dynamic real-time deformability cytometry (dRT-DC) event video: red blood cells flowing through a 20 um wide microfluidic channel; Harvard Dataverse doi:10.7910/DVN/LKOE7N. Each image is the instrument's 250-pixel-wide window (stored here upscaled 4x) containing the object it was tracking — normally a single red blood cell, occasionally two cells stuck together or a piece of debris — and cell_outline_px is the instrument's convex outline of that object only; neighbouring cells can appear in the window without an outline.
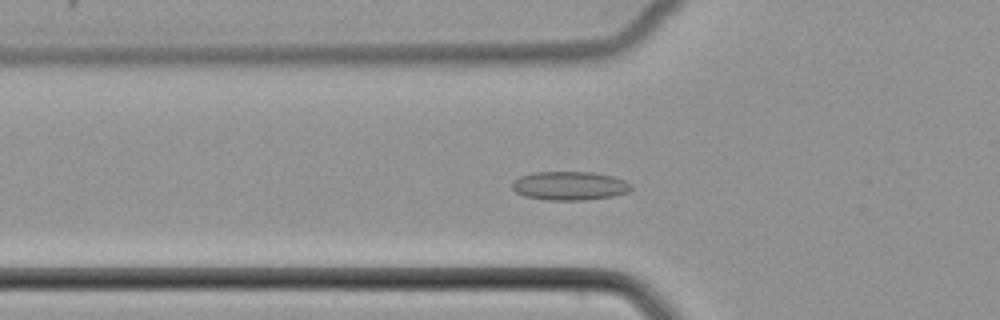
{"species": "common noctule bat (a hibernating species)", "species_latin": "Nyctalus noctula", "temperature_condition": "cold", "stored_images_in_passage": 44, "camera_frame_rate_fps": 3000, "um_per_image_px": 0.085, "animal": {"sex": "female", "body_mass_g": 22.7, "forearm_length_mm": 54.2}, "frame": {"image": 1, "passage_image": 11, "time_ms": 3.333, "image_size_px": [1000, 320], "cell_outline_px": [[632, 188], [628, 192], [612, 196], [584, 200], [548, 200], [524, 196], [516, 192], [512, 188], [512, 184], [520, 176], [536, 172], [592, 172], [612, 176], [624, 180], [632, 184]], "centroid_in_image_um": [48.43, 15.79], "position_along_channel_um": 77.4, "area_um2": 19.83}}
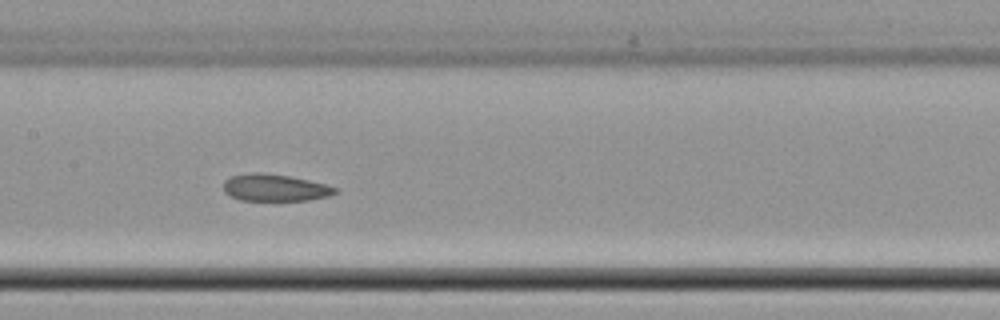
{"frame": {"image": 2, "passage_image": 19, "time_ms": 6.0, "image_size_px": [1000, 320], "cell_outline_px": [[336, 192], [328, 196], [308, 200], [276, 204], [240, 200], [224, 192], [224, 180], [232, 176], [256, 172], [260, 172], [288, 176], [308, 180], [324, 184], [336, 188]], "centroid_in_image_um": [23.34, 16.01], "position_along_channel_um": 184.1, "area_um2": 18.21}}
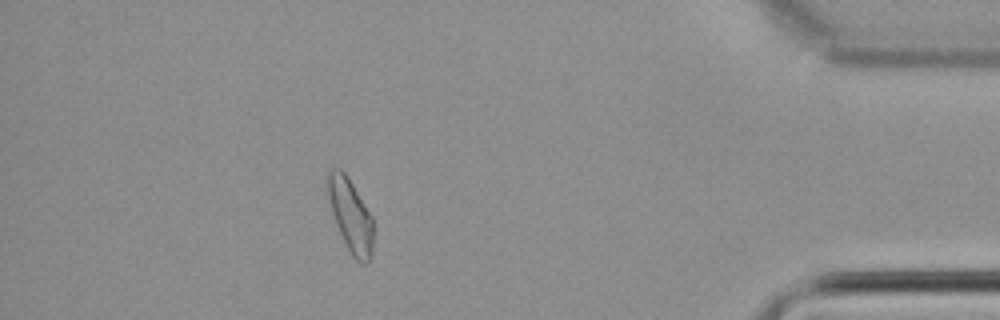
{"frame": {"image": 3, "passage_image": 39, "time_ms": 12.667, "image_size_px": [1000, 320], "cell_outline_px": [[372, 256], [368, 264], [360, 264], [352, 256], [336, 224], [332, 212], [324, 180], [324, 176], [332, 168], [340, 168], [344, 172], [352, 184], [372, 216]], "centroid_in_image_um": [29.77, 18.29], "position_along_channel_um": 405.4, "area_um2": 19.42}}